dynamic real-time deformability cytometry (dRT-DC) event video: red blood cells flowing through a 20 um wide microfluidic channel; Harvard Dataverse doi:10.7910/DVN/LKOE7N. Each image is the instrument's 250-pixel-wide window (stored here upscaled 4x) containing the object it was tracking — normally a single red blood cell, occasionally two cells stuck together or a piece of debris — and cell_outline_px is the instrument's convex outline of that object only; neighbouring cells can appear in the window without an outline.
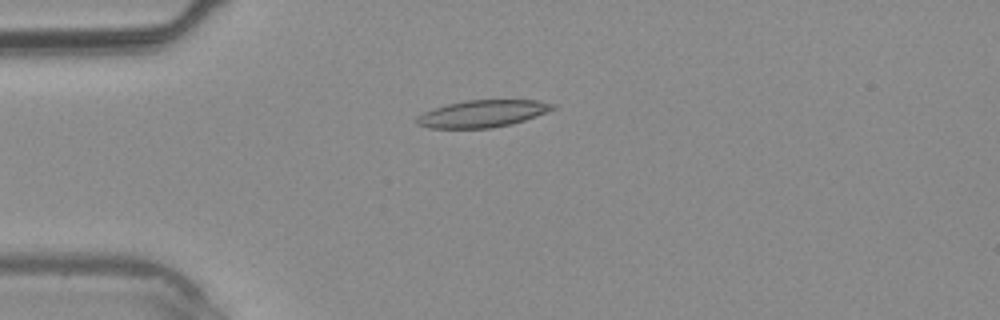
{"species": "common noctule bat (a hibernating species)", "species_latin": "Nyctalus noctula", "temperature_condition": "warm", "stored_images_in_passage": 30, "camera_frame_rate_fps": 3000, "um_per_image_px": 0.085, "animal": {"sex": "male", "body_mass_g": 20.4}, "frame": {"image": 1, "passage_image": 1, "time_ms": 0.0, "image_size_px": [1000, 320], "cell_outline_px": [[556, 108], [536, 116], [512, 124], [492, 128], [428, 128], [416, 124], [416, 116], [424, 112], [448, 104], [468, 100], [536, 100], [556, 104]], "centroid_in_image_um": [41.02, 9.66], "position_along_channel_um": 44.0, "area_um2": 21.39}}
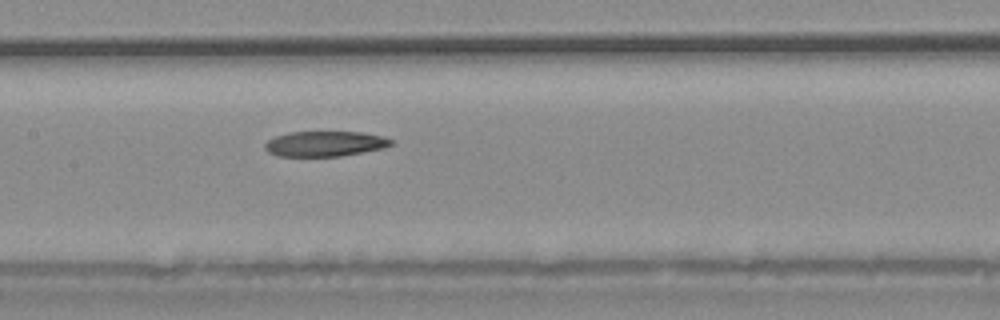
{"frame": {"image": 2, "passage_image": 10, "time_ms": 3.0, "image_size_px": [1000, 320], "cell_outline_px": [[392, 144], [384, 148], [340, 156], [276, 156], [268, 152], [264, 148], [264, 144], [268, 140], [276, 136], [288, 132], [360, 132], [384, 136], [392, 140]], "centroid_in_image_um": [27.6, 12.22], "position_along_channel_um": 179.8, "area_um2": 18.55}}
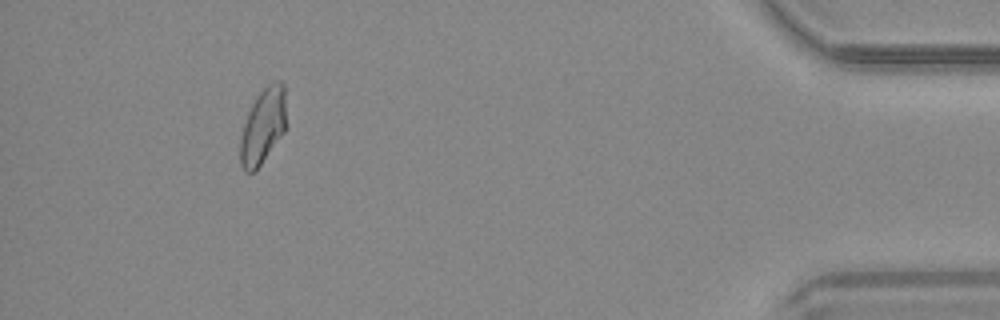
{"frame": {"image": 3, "passage_image": 27, "time_ms": 8.667, "image_size_px": [1000, 320], "cell_outline_px": [[284, 132], [256, 172], [244, 172], [240, 164], [240, 140], [244, 124], [248, 112], [256, 96], [272, 80], [280, 80], [284, 84]], "centroid_in_image_um": [22.32, 10.75], "position_along_channel_um": 412.9, "area_um2": 20.11}}